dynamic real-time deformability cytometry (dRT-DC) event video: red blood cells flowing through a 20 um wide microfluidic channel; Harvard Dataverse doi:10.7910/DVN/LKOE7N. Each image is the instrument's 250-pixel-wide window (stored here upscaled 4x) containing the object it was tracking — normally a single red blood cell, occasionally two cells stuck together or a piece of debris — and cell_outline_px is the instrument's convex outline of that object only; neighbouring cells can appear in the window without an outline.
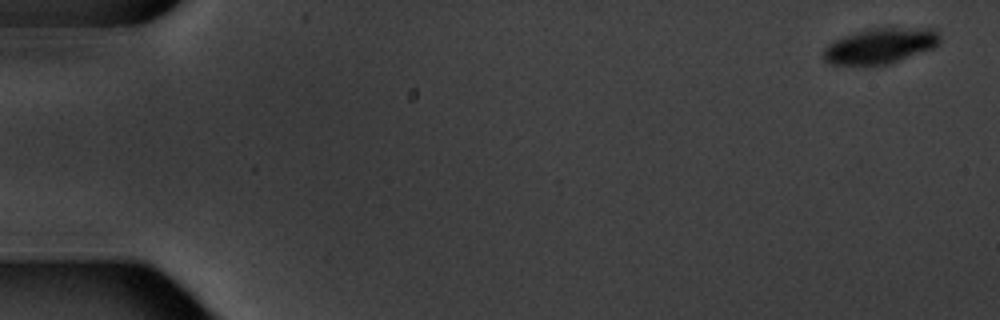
{"species": "common noctule bat (a hibernating species)", "species_latin": "Nyctalus noctula", "temperature_condition": "warm", "stored_images_in_passage": 9, "camera_frame_rate_fps": 3000, "um_per_image_px": 0.085, "animal": {"sex": "male", "body_mass_g": 20.1, "forearm_length_mm": 53.5}, "frame": {"image": 1, "passage_image": 1, "time_ms": 0.0, "image_size_px": [1000, 320], "cell_outline_px": [[940, 44], [936, 48], [888, 64], [832, 64], [824, 60], [824, 48], [832, 40], [856, 32], [872, 28], [936, 28], [940, 36]], "centroid_in_image_um": [74.88, 3.88], "position_along_channel_um": 10.1, "area_um2": 24.1}}
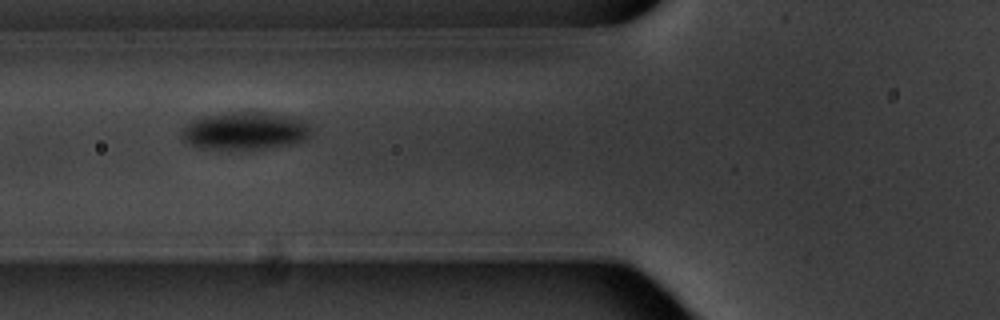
{"frame": {"image": 2, "passage_image": 6, "time_ms": 7.0, "image_size_px": [1000, 320], "cell_outline_px": [[308, 136], [304, 140], [288, 144], [264, 148], [200, 148], [188, 144], [184, 140], [180, 132], [180, 128], [184, 124], [192, 120], [204, 116], [224, 112], [272, 112], [300, 116], [308, 120]], "centroid_in_image_um": [20.81, 11.07], "position_along_channel_um": 105.0, "area_um2": 28.73}}
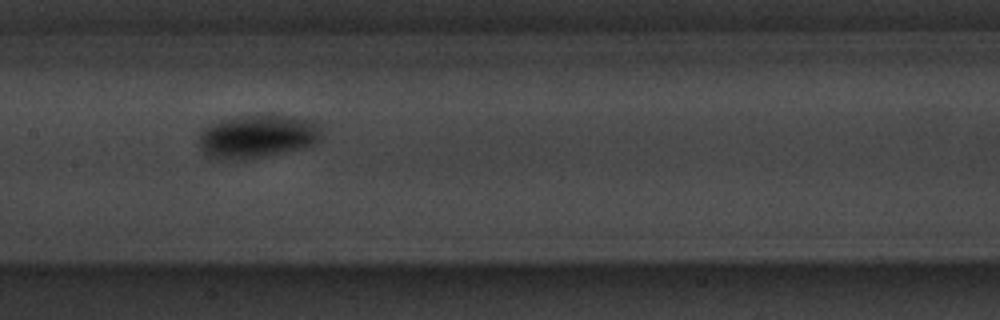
{"frame": {"image": 3, "passage_image": 8, "time_ms": 9.333, "image_size_px": [1000, 320], "cell_outline_px": [[320, 140], [312, 144], [264, 156], [236, 160], [224, 160], [208, 156], [204, 152], [200, 144], [200, 132], [208, 124], [236, 116], [256, 112], [268, 112], [292, 116], [312, 120], [320, 124]], "centroid_in_image_um": [21.87, 11.52], "position_along_channel_um": 185.5, "area_um2": 31.33}}